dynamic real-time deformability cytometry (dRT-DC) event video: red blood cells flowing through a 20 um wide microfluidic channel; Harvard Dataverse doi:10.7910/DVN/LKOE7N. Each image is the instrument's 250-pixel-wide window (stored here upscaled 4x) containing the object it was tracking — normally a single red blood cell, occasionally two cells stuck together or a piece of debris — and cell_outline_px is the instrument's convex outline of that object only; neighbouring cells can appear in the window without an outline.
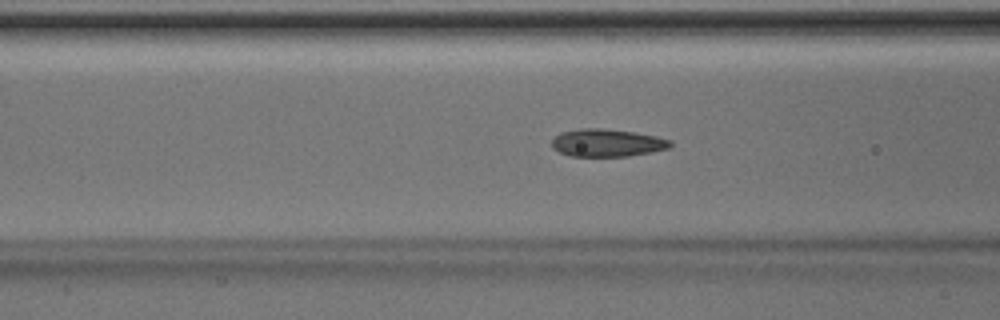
{"species": "Egyptian fruit bat (a non-hibernating species)", "species_latin": "Rousettus aegyptiacus", "temperature_condition": "room temperature", "stored_images_in_passage": 45, "segment_of_instrument_passage": [1, 2], "camera_frame_rate_fps": 3000, "um_per_image_px": 0.085, "animal": {"sex": "male"}, "frame": {"image": 1, "passage_image": 15, "time_ms": 4.667, "image_size_px": [1000, 320], "cell_outline_px": [[672, 144], [668, 148], [652, 152], [628, 156], [568, 156], [552, 148], [552, 140], [560, 132], [580, 128], [600, 128], [632, 132], [656, 136], [672, 140]], "centroid_in_image_um": [51.59, 12.14], "position_along_channel_um": 115.0, "area_um2": 19.07}}
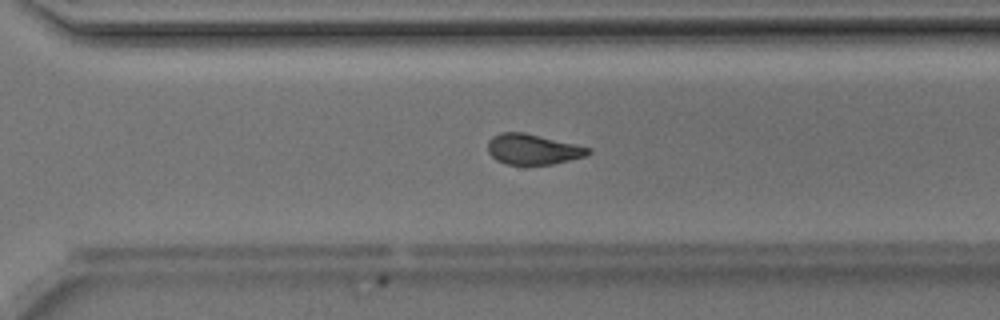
{"frame": {"image": 2, "passage_image": 30, "time_ms": 9.667, "image_size_px": [1000, 320], "cell_outline_px": [[592, 152], [588, 156], [552, 164], [504, 164], [496, 160], [488, 152], [488, 140], [492, 136], [500, 132], [524, 132], [592, 148]], "centroid_in_image_um": [45.3, 12.68], "position_along_channel_um": 325.3, "area_um2": 17.92}}
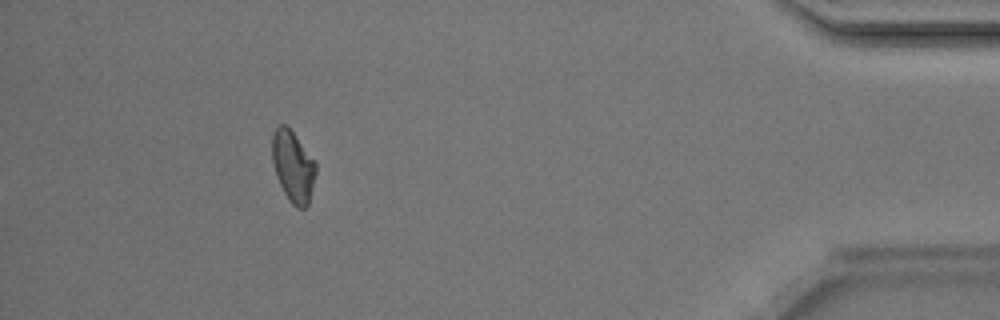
{"frame": {"image": 3, "passage_image": 40, "time_ms": 13.0, "image_size_px": [1000, 320], "cell_outline_px": [[316, 172], [308, 204], [304, 208], [296, 208], [292, 204], [284, 192], [276, 176], [272, 160], [272, 136], [276, 128], [280, 124], [284, 124], [292, 132], [316, 160]], "centroid_in_image_um": [24.91, 14.14], "position_along_channel_um": 410.3, "area_um2": 17.98}}